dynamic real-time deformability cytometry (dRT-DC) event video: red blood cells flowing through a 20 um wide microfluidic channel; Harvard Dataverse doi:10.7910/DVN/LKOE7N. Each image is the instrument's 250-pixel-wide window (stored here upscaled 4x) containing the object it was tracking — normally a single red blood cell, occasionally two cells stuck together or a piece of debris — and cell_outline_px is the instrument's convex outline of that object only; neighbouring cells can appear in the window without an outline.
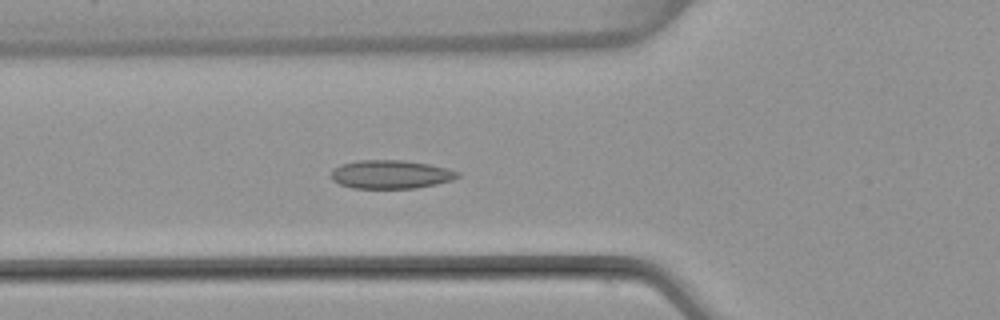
{"species": "common noctule bat (a hibernating species)", "species_latin": "Nyctalus noctula", "temperature_condition": "warm", "stored_images_in_passage": 52, "camera_frame_rate_fps": 3000, "um_per_image_px": 0.085, "animal": {"sex": "female", "body_mass_g": 22.7, "forearm_length_mm": 54.2}, "frame": {"image": 1, "passage_image": 19, "time_ms": 6.0, "image_size_px": [1000, 320], "cell_outline_px": [[460, 176], [452, 180], [436, 184], [416, 188], [352, 188], [340, 184], [332, 180], [332, 172], [340, 164], [356, 160], [404, 160], [428, 164], [460, 172]], "centroid_in_image_um": [33.21, 14.82], "position_along_channel_um": 92.6, "area_um2": 20.92}}
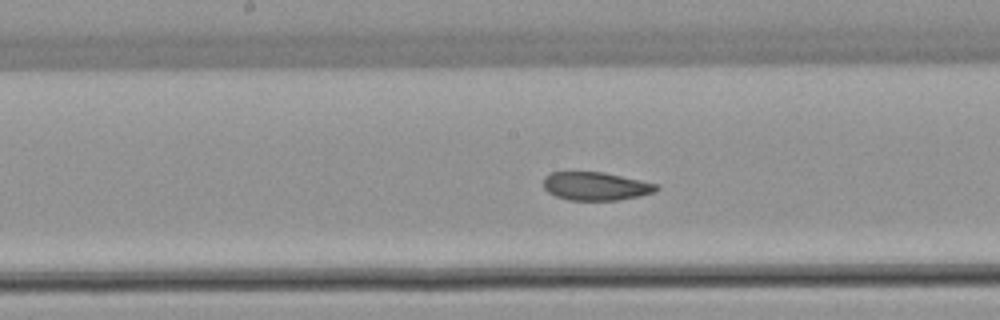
{"frame": {"image": 2, "passage_image": 27, "time_ms": 8.667, "image_size_px": [1000, 320], "cell_outline_px": [[660, 188], [652, 192], [640, 196], [620, 200], [568, 200], [556, 196], [548, 192], [544, 188], [544, 176], [552, 172], [604, 172], [660, 184]], "centroid_in_image_um": [50.66, 15.82], "position_along_channel_um": 197.5, "area_um2": 18.73}}
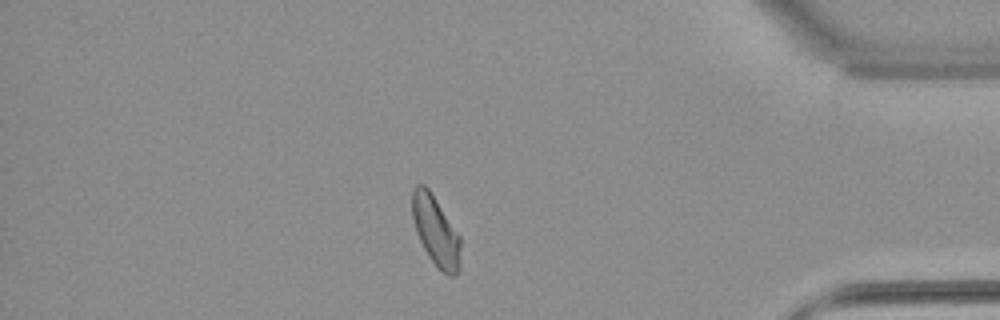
{"frame": {"image": 3, "passage_image": 45, "time_ms": 14.667, "image_size_px": [1000, 320], "cell_outline_px": [[460, 272], [456, 276], [448, 276], [428, 256], [416, 232], [412, 216], [412, 188], [416, 184], [424, 184], [432, 192], [460, 236]], "centroid_in_image_um": [37.04, 19.61], "position_along_channel_um": 398.2, "area_um2": 19.77}, "authors_computed_cell_mechanics": {"area_um2": 19.9988, "velocity_mm_per_s": 3.936, "shape_relaxation_time_tau1_ms": null, "shape_relaxation_time_tau2_ms": 2.9321, "deformation_change_tau1": null, "deformation_change_tau2": 0.0718}}